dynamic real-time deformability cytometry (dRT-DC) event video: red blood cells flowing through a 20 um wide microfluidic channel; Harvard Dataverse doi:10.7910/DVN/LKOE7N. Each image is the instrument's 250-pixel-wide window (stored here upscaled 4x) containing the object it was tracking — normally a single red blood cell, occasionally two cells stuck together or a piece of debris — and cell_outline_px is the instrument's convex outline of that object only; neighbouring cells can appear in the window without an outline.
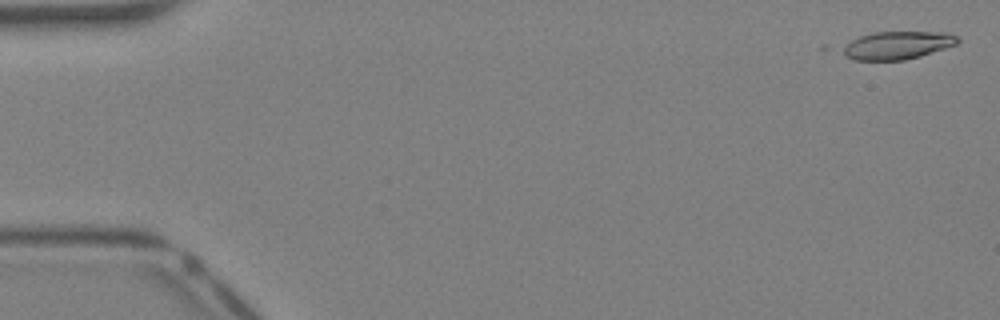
{"species": "Egyptian fruit bat (a non-hibernating species)", "species_latin": "Rousettus aegyptiacus", "temperature_condition": "warm", "stored_images_in_passage": 3, "camera_frame_rate_fps": 3000, "um_per_image_px": 0.085, "animal": {"sex": "female"}, "frame": {"image": 1, "passage_image": 1, "time_ms": 0.0, "image_size_px": [1000, 320], "cell_outline_px": [[960, 40], [956, 44], [920, 56], [904, 60], [856, 60], [848, 56], [836, 48], [860, 36], [872, 32], [948, 32], [956, 36]], "centroid_in_image_um": [76.22, 3.84], "position_along_channel_um": 8.8, "area_um2": 18.73}}